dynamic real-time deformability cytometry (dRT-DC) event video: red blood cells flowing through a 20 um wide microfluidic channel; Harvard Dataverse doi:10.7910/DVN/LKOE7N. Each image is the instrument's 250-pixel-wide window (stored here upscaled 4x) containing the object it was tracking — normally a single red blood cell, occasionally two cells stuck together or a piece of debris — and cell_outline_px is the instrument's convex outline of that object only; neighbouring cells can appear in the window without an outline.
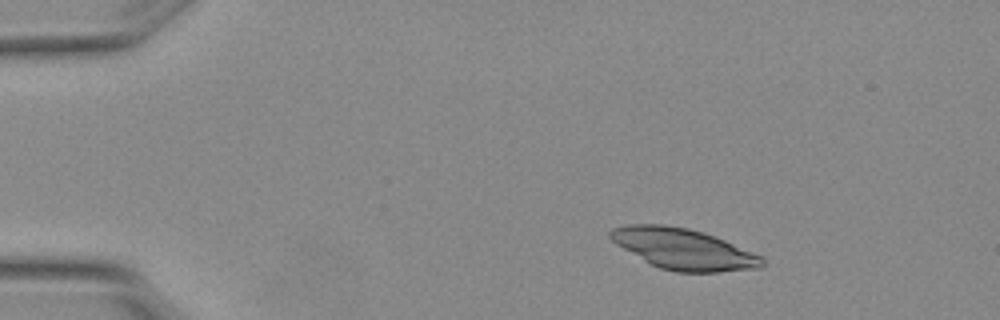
{"species": "Egyptian fruit bat (a non-hibernating species)", "species_latin": "Rousettus aegyptiacus", "temperature_condition": "warm", "stored_images_in_passage": 3, "camera_frame_rate_fps": 3000, "um_per_image_px": 0.085, "animal": {"sex": "female"}, "frame": {"image": 1, "passage_image": 1, "time_ms": 0.0, "image_size_px": [1000, 320], "cell_outline_px": [[764, 264], [760, 268], [716, 272], [676, 272], [660, 268], [644, 260], [616, 244], [608, 236], [608, 232], [612, 228], [628, 224], [664, 224], [688, 228], [704, 232], [764, 256]], "centroid_in_image_um": [58.11, 21.15], "position_along_channel_um": 26.9, "area_um2": 36.13}}